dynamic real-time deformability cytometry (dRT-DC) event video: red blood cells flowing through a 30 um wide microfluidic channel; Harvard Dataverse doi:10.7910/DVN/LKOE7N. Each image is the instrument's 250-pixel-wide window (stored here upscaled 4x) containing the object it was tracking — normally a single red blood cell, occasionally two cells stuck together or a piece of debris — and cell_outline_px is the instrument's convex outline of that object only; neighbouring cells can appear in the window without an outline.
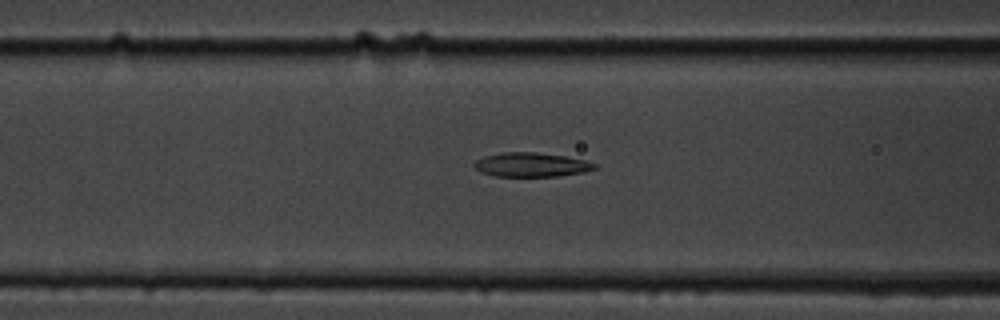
{"species": "common noctule bat (a hibernating species)", "species_latin": "Nyctalus noctula", "temperature_condition": "cold", "stored_images_in_passage": 35, "camera_frame_rate_fps": 3000, "um_per_image_px": 0.085, "animal": {"sex": "male", "body_mass_g": 19.5, "forearm_length_mm": 54.6}, "frame": {"image": 1, "passage_image": 13, "time_ms": 4.0, "image_size_px": [1000, 320], "cell_outline_px": [[596, 168], [584, 172], [560, 176], [492, 176], [480, 172], [472, 164], [476, 160], [484, 156], [500, 152], [536, 152], [564, 156], [584, 160], [596, 164]], "centroid_in_image_um": [45.12, 14.0], "position_along_channel_um": 121.5, "area_um2": 16.99}}
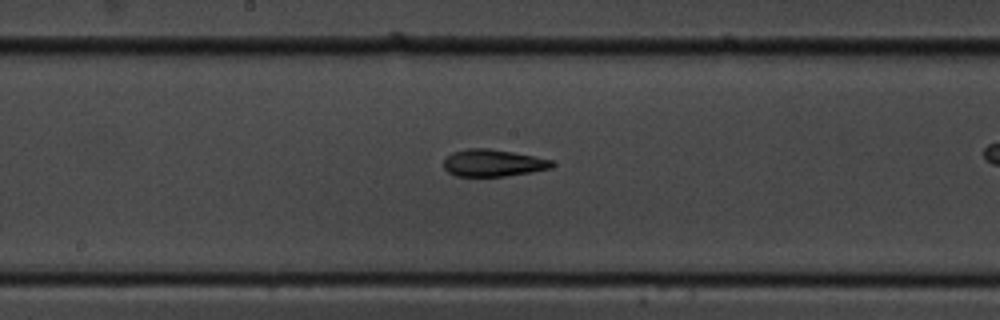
{"frame": {"image": 2, "passage_image": 20, "time_ms": 6.333, "image_size_px": [1000, 320], "cell_outline_px": [[556, 164], [552, 168], [504, 176], [456, 176], [448, 172], [444, 168], [444, 160], [452, 152], [468, 148], [488, 148], [512, 152], [552, 160]], "centroid_in_image_um": [41.89, 13.85], "position_along_channel_um": 206.3, "area_um2": 16.94}}
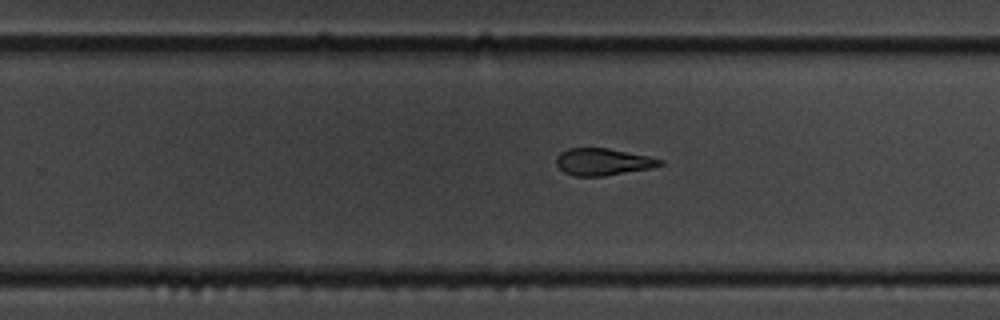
{"frame": {"image": 3, "passage_image": 26, "time_ms": 8.333, "image_size_px": [1000, 320], "cell_outline_px": [[664, 164], [648, 168], [604, 176], [572, 176], [564, 172], [556, 164], [556, 156], [560, 152], [568, 148], [608, 148], [648, 156], [664, 160]], "centroid_in_image_um": [51.21, 13.75], "position_along_channel_um": 278.6, "area_um2": 16.24}}